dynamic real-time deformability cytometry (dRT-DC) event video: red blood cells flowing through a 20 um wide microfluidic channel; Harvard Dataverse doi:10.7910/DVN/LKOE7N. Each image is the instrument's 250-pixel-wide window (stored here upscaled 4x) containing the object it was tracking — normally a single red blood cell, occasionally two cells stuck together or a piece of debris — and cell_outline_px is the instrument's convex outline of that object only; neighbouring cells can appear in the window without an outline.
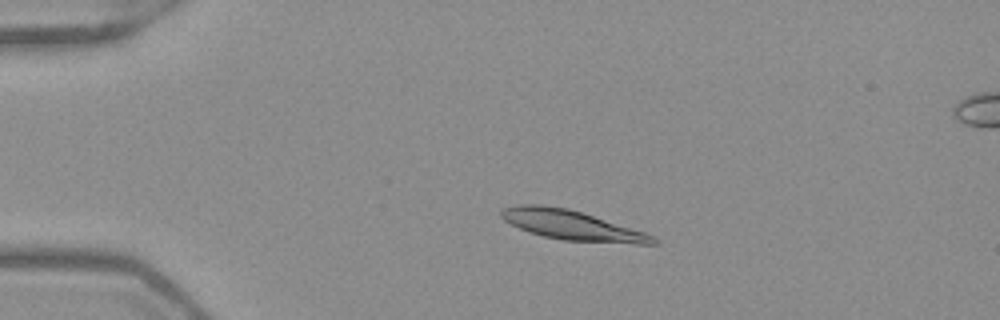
{"species": "Egyptian fruit bat (a non-hibernating species)", "species_latin": "Rousettus aegyptiacus", "temperature_condition": "warm", "stored_images_in_passage": 44, "camera_frame_rate_fps": 3000, "um_per_image_px": 0.085, "frame": {"image": 1, "passage_image": 3, "time_ms": 0.667, "image_size_px": [1000, 320], "cell_outline_px": [[660, 240], [656, 244], [636, 244], [564, 240], [544, 236], [528, 232], [504, 220], [500, 216], [500, 212], [504, 208], [520, 204], [544, 204], [568, 208], [644, 232]], "centroid_in_image_um": [48.59, 19.14], "position_along_channel_um": 36.4, "area_um2": 26.01}}
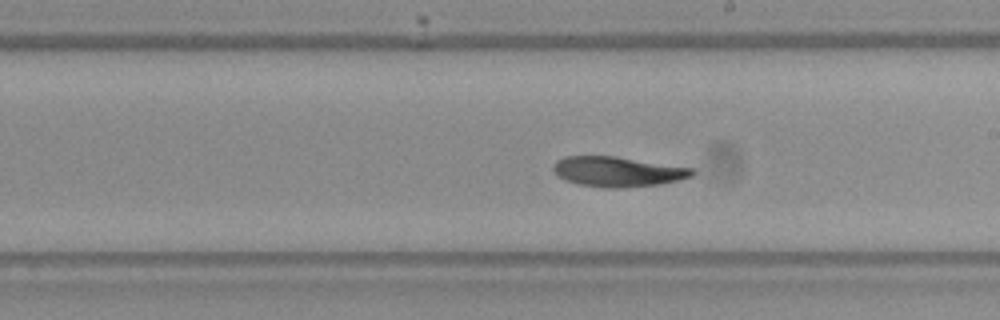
{"frame": {"image": 2, "passage_image": 22, "time_ms": 7.0, "image_size_px": [1000, 320], "cell_outline_px": [[696, 172], [692, 176], [680, 180], [660, 184], [620, 188], [600, 188], [580, 184], [564, 180], [552, 168], [552, 164], [556, 160], [564, 156], [616, 156], [692, 168]], "centroid_in_image_um": [52.49, 14.59], "position_along_channel_um": 236.5, "area_um2": 24.39}}
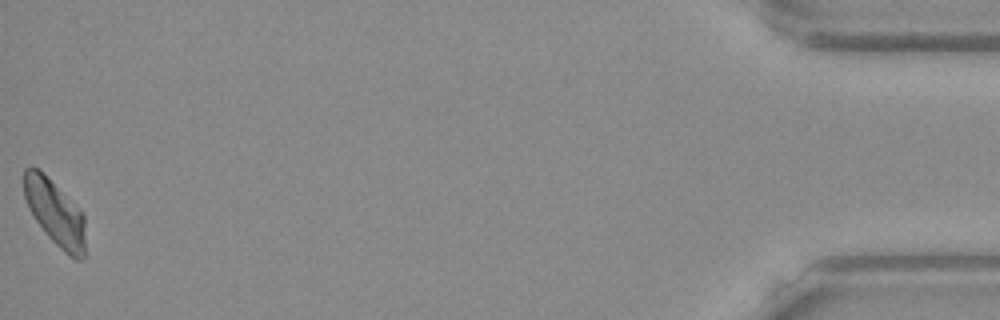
{"frame": {"image": 3, "passage_image": 44, "time_ms": 14.333, "image_size_px": [1000, 320], "cell_outline_px": [[84, 256], [80, 260], [76, 260], [68, 256], [48, 236], [36, 220], [28, 208], [24, 196], [24, 168], [36, 168], [84, 216]], "centroid_in_image_um": [4.66, 18.17], "position_along_channel_um": 430.5, "area_um2": 22.25}, "authors_computed_cell_mechanics": {"area_um2": 24.3916, "velocity_mm_per_s": 3.8965, "shape_relaxation_time_tau1_ms": null, "shape_relaxation_time_tau2_ms": 11.2762, "deformation_change_tau1": null, "deformation_change_tau2": 0.1426}}